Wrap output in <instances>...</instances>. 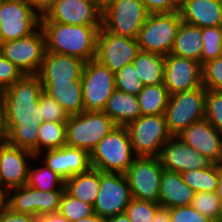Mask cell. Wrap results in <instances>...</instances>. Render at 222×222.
<instances>
[{
  "mask_svg": "<svg viewBox=\"0 0 222 222\" xmlns=\"http://www.w3.org/2000/svg\"><path fill=\"white\" fill-rule=\"evenodd\" d=\"M44 91L38 75H24L4 90L7 143L37 156L38 128L43 122L39 98Z\"/></svg>",
  "mask_w": 222,
  "mask_h": 222,
  "instance_id": "cell-1",
  "label": "cell"
},
{
  "mask_svg": "<svg viewBox=\"0 0 222 222\" xmlns=\"http://www.w3.org/2000/svg\"><path fill=\"white\" fill-rule=\"evenodd\" d=\"M41 27L46 37V51L74 56L85 62L96 58L97 38L102 26L41 22Z\"/></svg>",
  "mask_w": 222,
  "mask_h": 222,
  "instance_id": "cell-2",
  "label": "cell"
},
{
  "mask_svg": "<svg viewBox=\"0 0 222 222\" xmlns=\"http://www.w3.org/2000/svg\"><path fill=\"white\" fill-rule=\"evenodd\" d=\"M136 156L125 126H116L90 153L91 167L102 172L125 174Z\"/></svg>",
  "mask_w": 222,
  "mask_h": 222,
  "instance_id": "cell-3",
  "label": "cell"
},
{
  "mask_svg": "<svg viewBox=\"0 0 222 222\" xmlns=\"http://www.w3.org/2000/svg\"><path fill=\"white\" fill-rule=\"evenodd\" d=\"M116 125L103 111H83L66 122V145L89 154Z\"/></svg>",
  "mask_w": 222,
  "mask_h": 222,
  "instance_id": "cell-4",
  "label": "cell"
},
{
  "mask_svg": "<svg viewBox=\"0 0 222 222\" xmlns=\"http://www.w3.org/2000/svg\"><path fill=\"white\" fill-rule=\"evenodd\" d=\"M181 22L179 10L172 13L149 14L137 37L139 49L162 56L169 55Z\"/></svg>",
  "mask_w": 222,
  "mask_h": 222,
  "instance_id": "cell-5",
  "label": "cell"
},
{
  "mask_svg": "<svg viewBox=\"0 0 222 222\" xmlns=\"http://www.w3.org/2000/svg\"><path fill=\"white\" fill-rule=\"evenodd\" d=\"M126 128L135 156L159 157L162 147L172 137L165 115H141Z\"/></svg>",
  "mask_w": 222,
  "mask_h": 222,
  "instance_id": "cell-6",
  "label": "cell"
},
{
  "mask_svg": "<svg viewBox=\"0 0 222 222\" xmlns=\"http://www.w3.org/2000/svg\"><path fill=\"white\" fill-rule=\"evenodd\" d=\"M205 96L204 86L169 96L164 115L172 136L205 117Z\"/></svg>",
  "mask_w": 222,
  "mask_h": 222,
  "instance_id": "cell-7",
  "label": "cell"
},
{
  "mask_svg": "<svg viewBox=\"0 0 222 222\" xmlns=\"http://www.w3.org/2000/svg\"><path fill=\"white\" fill-rule=\"evenodd\" d=\"M148 15L142 0H113L102 10V26L113 34L137 39Z\"/></svg>",
  "mask_w": 222,
  "mask_h": 222,
  "instance_id": "cell-8",
  "label": "cell"
},
{
  "mask_svg": "<svg viewBox=\"0 0 222 222\" xmlns=\"http://www.w3.org/2000/svg\"><path fill=\"white\" fill-rule=\"evenodd\" d=\"M46 52V37L40 26L32 34L0 43V53L24 75H37Z\"/></svg>",
  "mask_w": 222,
  "mask_h": 222,
  "instance_id": "cell-9",
  "label": "cell"
},
{
  "mask_svg": "<svg viewBox=\"0 0 222 222\" xmlns=\"http://www.w3.org/2000/svg\"><path fill=\"white\" fill-rule=\"evenodd\" d=\"M81 84L84 111H103L116 90L115 74L97 59L85 62Z\"/></svg>",
  "mask_w": 222,
  "mask_h": 222,
  "instance_id": "cell-10",
  "label": "cell"
},
{
  "mask_svg": "<svg viewBox=\"0 0 222 222\" xmlns=\"http://www.w3.org/2000/svg\"><path fill=\"white\" fill-rule=\"evenodd\" d=\"M163 170L159 157L136 156L125 173L132 198L158 203Z\"/></svg>",
  "mask_w": 222,
  "mask_h": 222,
  "instance_id": "cell-11",
  "label": "cell"
},
{
  "mask_svg": "<svg viewBox=\"0 0 222 222\" xmlns=\"http://www.w3.org/2000/svg\"><path fill=\"white\" fill-rule=\"evenodd\" d=\"M41 17L22 0H3L0 11V43L17 40L35 32Z\"/></svg>",
  "mask_w": 222,
  "mask_h": 222,
  "instance_id": "cell-12",
  "label": "cell"
},
{
  "mask_svg": "<svg viewBox=\"0 0 222 222\" xmlns=\"http://www.w3.org/2000/svg\"><path fill=\"white\" fill-rule=\"evenodd\" d=\"M131 199L125 174L100 171V189L93 204L95 214L109 218L125 213Z\"/></svg>",
  "mask_w": 222,
  "mask_h": 222,
  "instance_id": "cell-13",
  "label": "cell"
},
{
  "mask_svg": "<svg viewBox=\"0 0 222 222\" xmlns=\"http://www.w3.org/2000/svg\"><path fill=\"white\" fill-rule=\"evenodd\" d=\"M140 51L137 39L108 32L103 26L97 38L96 58L114 74L131 64Z\"/></svg>",
  "mask_w": 222,
  "mask_h": 222,
  "instance_id": "cell-14",
  "label": "cell"
},
{
  "mask_svg": "<svg viewBox=\"0 0 222 222\" xmlns=\"http://www.w3.org/2000/svg\"><path fill=\"white\" fill-rule=\"evenodd\" d=\"M63 191H41L26 184L8 190L7 207L15 213L34 216L56 213L59 211Z\"/></svg>",
  "mask_w": 222,
  "mask_h": 222,
  "instance_id": "cell-15",
  "label": "cell"
},
{
  "mask_svg": "<svg viewBox=\"0 0 222 222\" xmlns=\"http://www.w3.org/2000/svg\"><path fill=\"white\" fill-rule=\"evenodd\" d=\"M41 22L102 26V10L92 0H56Z\"/></svg>",
  "mask_w": 222,
  "mask_h": 222,
  "instance_id": "cell-16",
  "label": "cell"
},
{
  "mask_svg": "<svg viewBox=\"0 0 222 222\" xmlns=\"http://www.w3.org/2000/svg\"><path fill=\"white\" fill-rule=\"evenodd\" d=\"M163 84L169 95L203 86L202 64L173 54L165 56Z\"/></svg>",
  "mask_w": 222,
  "mask_h": 222,
  "instance_id": "cell-17",
  "label": "cell"
},
{
  "mask_svg": "<svg viewBox=\"0 0 222 222\" xmlns=\"http://www.w3.org/2000/svg\"><path fill=\"white\" fill-rule=\"evenodd\" d=\"M34 157L31 151L7 142L0 144V186L8 191L26 185Z\"/></svg>",
  "mask_w": 222,
  "mask_h": 222,
  "instance_id": "cell-18",
  "label": "cell"
},
{
  "mask_svg": "<svg viewBox=\"0 0 222 222\" xmlns=\"http://www.w3.org/2000/svg\"><path fill=\"white\" fill-rule=\"evenodd\" d=\"M160 162L164 170L182 174L190 170L203 169L212 164L196 149L190 147L178 136H172L162 147Z\"/></svg>",
  "mask_w": 222,
  "mask_h": 222,
  "instance_id": "cell-19",
  "label": "cell"
},
{
  "mask_svg": "<svg viewBox=\"0 0 222 222\" xmlns=\"http://www.w3.org/2000/svg\"><path fill=\"white\" fill-rule=\"evenodd\" d=\"M177 136L212 163L222 164V133L207 119L194 122Z\"/></svg>",
  "mask_w": 222,
  "mask_h": 222,
  "instance_id": "cell-20",
  "label": "cell"
},
{
  "mask_svg": "<svg viewBox=\"0 0 222 222\" xmlns=\"http://www.w3.org/2000/svg\"><path fill=\"white\" fill-rule=\"evenodd\" d=\"M37 157L64 181L91 168L90 154L87 151L67 145L42 151Z\"/></svg>",
  "mask_w": 222,
  "mask_h": 222,
  "instance_id": "cell-21",
  "label": "cell"
},
{
  "mask_svg": "<svg viewBox=\"0 0 222 222\" xmlns=\"http://www.w3.org/2000/svg\"><path fill=\"white\" fill-rule=\"evenodd\" d=\"M84 65L80 58L46 51L37 75L41 82L81 81Z\"/></svg>",
  "mask_w": 222,
  "mask_h": 222,
  "instance_id": "cell-22",
  "label": "cell"
},
{
  "mask_svg": "<svg viewBox=\"0 0 222 222\" xmlns=\"http://www.w3.org/2000/svg\"><path fill=\"white\" fill-rule=\"evenodd\" d=\"M179 12L183 22L200 28L222 26V0H185Z\"/></svg>",
  "mask_w": 222,
  "mask_h": 222,
  "instance_id": "cell-23",
  "label": "cell"
},
{
  "mask_svg": "<svg viewBox=\"0 0 222 222\" xmlns=\"http://www.w3.org/2000/svg\"><path fill=\"white\" fill-rule=\"evenodd\" d=\"M195 193L184 182L182 174L163 170L158 201L161 207L169 209L191 205Z\"/></svg>",
  "mask_w": 222,
  "mask_h": 222,
  "instance_id": "cell-24",
  "label": "cell"
},
{
  "mask_svg": "<svg viewBox=\"0 0 222 222\" xmlns=\"http://www.w3.org/2000/svg\"><path fill=\"white\" fill-rule=\"evenodd\" d=\"M41 83L44 92L58 102L69 116L78 115L84 111L81 81Z\"/></svg>",
  "mask_w": 222,
  "mask_h": 222,
  "instance_id": "cell-25",
  "label": "cell"
},
{
  "mask_svg": "<svg viewBox=\"0 0 222 222\" xmlns=\"http://www.w3.org/2000/svg\"><path fill=\"white\" fill-rule=\"evenodd\" d=\"M103 112L116 126L125 127L142 115L137 96L117 89L109 97Z\"/></svg>",
  "mask_w": 222,
  "mask_h": 222,
  "instance_id": "cell-26",
  "label": "cell"
},
{
  "mask_svg": "<svg viewBox=\"0 0 222 222\" xmlns=\"http://www.w3.org/2000/svg\"><path fill=\"white\" fill-rule=\"evenodd\" d=\"M202 49V28L182 21L170 54L201 63Z\"/></svg>",
  "mask_w": 222,
  "mask_h": 222,
  "instance_id": "cell-27",
  "label": "cell"
},
{
  "mask_svg": "<svg viewBox=\"0 0 222 222\" xmlns=\"http://www.w3.org/2000/svg\"><path fill=\"white\" fill-rule=\"evenodd\" d=\"M100 189V170L90 168L65 181V190L73 197L93 205Z\"/></svg>",
  "mask_w": 222,
  "mask_h": 222,
  "instance_id": "cell-28",
  "label": "cell"
},
{
  "mask_svg": "<svg viewBox=\"0 0 222 222\" xmlns=\"http://www.w3.org/2000/svg\"><path fill=\"white\" fill-rule=\"evenodd\" d=\"M132 63L143 86L163 83L165 56L140 50Z\"/></svg>",
  "mask_w": 222,
  "mask_h": 222,
  "instance_id": "cell-29",
  "label": "cell"
},
{
  "mask_svg": "<svg viewBox=\"0 0 222 222\" xmlns=\"http://www.w3.org/2000/svg\"><path fill=\"white\" fill-rule=\"evenodd\" d=\"M27 185L41 191L65 189V181L37 156H35L30 163Z\"/></svg>",
  "mask_w": 222,
  "mask_h": 222,
  "instance_id": "cell-30",
  "label": "cell"
},
{
  "mask_svg": "<svg viewBox=\"0 0 222 222\" xmlns=\"http://www.w3.org/2000/svg\"><path fill=\"white\" fill-rule=\"evenodd\" d=\"M169 96L163 83L143 86L137 95L142 115H164Z\"/></svg>",
  "mask_w": 222,
  "mask_h": 222,
  "instance_id": "cell-31",
  "label": "cell"
},
{
  "mask_svg": "<svg viewBox=\"0 0 222 222\" xmlns=\"http://www.w3.org/2000/svg\"><path fill=\"white\" fill-rule=\"evenodd\" d=\"M184 182L195 192H216L219 179V164L182 173Z\"/></svg>",
  "mask_w": 222,
  "mask_h": 222,
  "instance_id": "cell-32",
  "label": "cell"
},
{
  "mask_svg": "<svg viewBox=\"0 0 222 222\" xmlns=\"http://www.w3.org/2000/svg\"><path fill=\"white\" fill-rule=\"evenodd\" d=\"M66 145V122L43 121L38 128L37 155Z\"/></svg>",
  "mask_w": 222,
  "mask_h": 222,
  "instance_id": "cell-33",
  "label": "cell"
},
{
  "mask_svg": "<svg viewBox=\"0 0 222 222\" xmlns=\"http://www.w3.org/2000/svg\"><path fill=\"white\" fill-rule=\"evenodd\" d=\"M58 212L71 222L95 213L93 205L78 200L70 195L65 189L60 198Z\"/></svg>",
  "mask_w": 222,
  "mask_h": 222,
  "instance_id": "cell-34",
  "label": "cell"
},
{
  "mask_svg": "<svg viewBox=\"0 0 222 222\" xmlns=\"http://www.w3.org/2000/svg\"><path fill=\"white\" fill-rule=\"evenodd\" d=\"M201 64L222 56V26L202 28Z\"/></svg>",
  "mask_w": 222,
  "mask_h": 222,
  "instance_id": "cell-35",
  "label": "cell"
},
{
  "mask_svg": "<svg viewBox=\"0 0 222 222\" xmlns=\"http://www.w3.org/2000/svg\"><path fill=\"white\" fill-rule=\"evenodd\" d=\"M191 206L213 221L222 215V203L215 192H196Z\"/></svg>",
  "mask_w": 222,
  "mask_h": 222,
  "instance_id": "cell-36",
  "label": "cell"
},
{
  "mask_svg": "<svg viewBox=\"0 0 222 222\" xmlns=\"http://www.w3.org/2000/svg\"><path fill=\"white\" fill-rule=\"evenodd\" d=\"M116 89L137 96L143 84L137 74L134 64H128L115 73Z\"/></svg>",
  "mask_w": 222,
  "mask_h": 222,
  "instance_id": "cell-37",
  "label": "cell"
},
{
  "mask_svg": "<svg viewBox=\"0 0 222 222\" xmlns=\"http://www.w3.org/2000/svg\"><path fill=\"white\" fill-rule=\"evenodd\" d=\"M160 207L159 203L132 198L125 210V214L130 218L131 222H152Z\"/></svg>",
  "mask_w": 222,
  "mask_h": 222,
  "instance_id": "cell-38",
  "label": "cell"
},
{
  "mask_svg": "<svg viewBox=\"0 0 222 222\" xmlns=\"http://www.w3.org/2000/svg\"><path fill=\"white\" fill-rule=\"evenodd\" d=\"M204 118L222 133V91L206 89Z\"/></svg>",
  "mask_w": 222,
  "mask_h": 222,
  "instance_id": "cell-39",
  "label": "cell"
},
{
  "mask_svg": "<svg viewBox=\"0 0 222 222\" xmlns=\"http://www.w3.org/2000/svg\"><path fill=\"white\" fill-rule=\"evenodd\" d=\"M41 117L47 122H67L69 114L65 109L44 91L39 98Z\"/></svg>",
  "mask_w": 222,
  "mask_h": 222,
  "instance_id": "cell-40",
  "label": "cell"
},
{
  "mask_svg": "<svg viewBox=\"0 0 222 222\" xmlns=\"http://www.w3.org/2000/svg\"><path fill=\"white\" fill-rule=\"evenodd\" d=\"M202 73L206 89L222 91V56L203 64Z\"/></svg>",
  "mask_w": 222,
  "mask_h": 222,
  "instance_id": "cell-41",
  "label": "cell"
},
{
  "mask_svg": "<svg viewBox=\"0 0 222 222\" xmlns=\"http://www.w3.org/2000/svg\"><path fill=\"white\" fill-rule=\"evenodd\" d=\"M170 222H214L191 205L169 208Z\"/></svg>",
  "mask_w": 222,
  "mask_h": 222,
  "instance_id": "cell-42",
  "label": "cell"
},
{
  "mask_svg": "<svg viewBox=\"0 0 222 222\" xmlns=\"http://www.w3.org/2000/svg\"><path fill=\"white\" fill-rule=\"evenodd\" d=\"M23 76L22 71L0 53V86L7 89Z\"/></svg>",
  "mask_w": 222,
  "mask_h": 222,
  "instance_id": "cell-43",
  "label": "cell"
},
{
  "mask_svg": "<svg viewBox=\"0 0 222 222\" xmlns=\"http://www.w3.org/2000/svg\"><path fill=\"white\" fill-rule=\"evenodd\" d=\"M149 14L172 13L179 10L173 0H142Z\"/></svg>",
  "mask_w": 222,
  "mask_h": 222,
  "instance_id": "cell-44",
  "label": "cell"
},
{
  "mask_svg": "<svg viewBox=\"0 0 222 222\" xmlns=\"http://www.w3.org/2000/svg\"><path fill=\"white\" fill-rule=\"evenodd\" d=\"M0 222H38V216L15 213L7 207L0 213Z\"/></svg>",
  "mask_w": 222,
  "mask_h": 222,
  "instance_id": "cell-45",
  "label": "cell"
},
{
  "mask_svg": "<svg viewBox=\"0 0 222 222\" xmlns=\"http://www.w3.org/2000/svg\"><path fill=\"white\" fill-rule=\"evenodd\" d=\"M28 4L40 17H43L54 5L56 0H22Z\"/></svg>",
  "mask_w": 222,
  "mask_h": 222,
  "instance_id": "cell-46",
  "label": "cell"
},
{
  "mask_svg": "<svg viewBox=\"0 0 222 222\" xmlns=\"http://www.w3.org/2000/svg\"><path fill=\"white\" fill-rule=\"evenodd\" d=\"M8 137V126L6 121V108L4 101L0 102V144L5 143Z\"/></svg>",
  "mask_w": 222,
  "mask_h": 222,
  "instance_id": "cell-47",
  "label": "cell"
},
{
  "mask_svg": "<svg viewBox=\"0 0 222 222\" xmlns=\"http://www.w3.org/2000/svg\"><path fill=\"white\" fill-rule=\"evenodd\" d=\"M38 222H71L59 212L38 216Z\"/></svg>",
  "mask_w": 222,
  "mask_h": 222,
  "instance_id": "cell-48",
  "label": "cell"
},
{
  "mask_svg": "<svg viewBox=\"0 0 222 222\" xmlns=\"http://www.w3.org/2000/svg\"><path fill=\"white\" fill-rule=\"evenodd\" d=\"M152 222H170V211L168 208L160 207Z\"/></svg>",
  "mask_w": 222,
  "mask_h": 222,
  "instance_id": "cell-49",
  "label": "cell"
},
{
  "mask_svg": "<svg viewBox=\"0 0 222 222\" xmlns=\"http://www.w3.org/2000/svg\"><path fill=\"white\" fill-rule=\"evenodd\" d=\"M74 222H108V218L94 213L93 215L78 219Z\"/></svg>",
  "mask_w": 222,
  "mask_h": 222,
  "instance_id": "cell-50",
  "label": "cell"
},
{
  "mask_svg": "<svg viewBox=\"0 0 222 222\" xmlns=\"http://www.w3.org/2000/svg\"><path fill=\"white\" fill-rule=\"evenodd\" d=\"M8 191L0 186V213L7 208Z\"/></svg>",
  "mask_w": 222,
  "mask_h": 222,
  "instance_id": "cell-51",
  "label": "cell"
},
{
  "mask_svg": "<svg viewBox=\"0 0 222 222\" xmlns=\"http://www.w3.org/2000/svg\"><path fill=\"white\" fill-rule=\"evenodd\" d=\"M108 222H131V220L125 213H121L116 216L109 217Z\"/></svg>",
  "mask_w": 222,
  "mask_h": 222,
  "instance_id": "cell-52",
  "label": "cell"
},
{
  "mask_svg": "<svg viewBox=\"0 0 222 222\" xmlns=\"http://www.w3.org/2000/svg\"><path fill=\"white\" fill-rule=\"evenodd\" d=\"M215 193L219 197L222 203V164H219V179H218V186Z\"/></svg>",
  "mask_w": 222,
  "mask_h": 222,
  "instance_id": "cell-53",
  "label": "cell"
},
{
  "mask_svg": "<svg viewBox=\"0 0 222 222\" xmlns=\"http://www.w3.org/2000/svg\"><path fill=\"white\" fill-rule=\"evenodd\" d=\"M101 10H104L113 0H92Z\"/></svg>",
  "mask_w": 222,
  "mask_h": 222,
  "instance_id": "cell-54",
  "label": "cell"
},
{
  "mask_svg": "<svg viewBox=\"0 0 222 222\" xmlns=\"http://www.w3.org/2000/svg\"><path fill=\"white\" fill-rule=\"evenodd\" d=\"M4 90H5V89L0 86V102L3 101V98H4Z\"/></svg>",
  "mask_w": 222,
  "mask_h": 222,
  "instance_id": "cell-55",
  "label": "cell"
},
{
  "mask_svg": "<svg viewBox=\"0 0 222 222\" xmlns=\"http://www.w3.org/2000/svg\"><path fill=\"white\" fill-rule=\"evenodd\" d=\"M185 0H173V2L179 7Z\"/></svg>",
  "mask_w": 222,
  "mask_h": 222,
  "instance_id": "cell-56",
  "label": "cell"
},
{
  "mask_svg": "<svg viewBox=\"0 0 222 222\" xmlns=\"http://www.w3.org/2000/svg\"><path fill=\"white\" fill-rule=\"evenodd\" d=\"M214 222H222V215Z\"/></svg>",
  "mask_w": 222,
  "mask_h": 222,
  "instance_id": "cell-57",
  "label": "cell"
},
{
  "mask_svg": "<svg viewBox=\"0 0 222 222\" xmlns=\"http://www.w3.org/2000/svg\"><path fill=\"white\" fill-rule=\"evenodd\" d=\"M3 0H0V11L2 9Z\"/></svg>",
  "mask_w": 222,
  "mask_h": 222,
  "instance_id": "cell-58",
  "label": "cell"
}]
</instances>
